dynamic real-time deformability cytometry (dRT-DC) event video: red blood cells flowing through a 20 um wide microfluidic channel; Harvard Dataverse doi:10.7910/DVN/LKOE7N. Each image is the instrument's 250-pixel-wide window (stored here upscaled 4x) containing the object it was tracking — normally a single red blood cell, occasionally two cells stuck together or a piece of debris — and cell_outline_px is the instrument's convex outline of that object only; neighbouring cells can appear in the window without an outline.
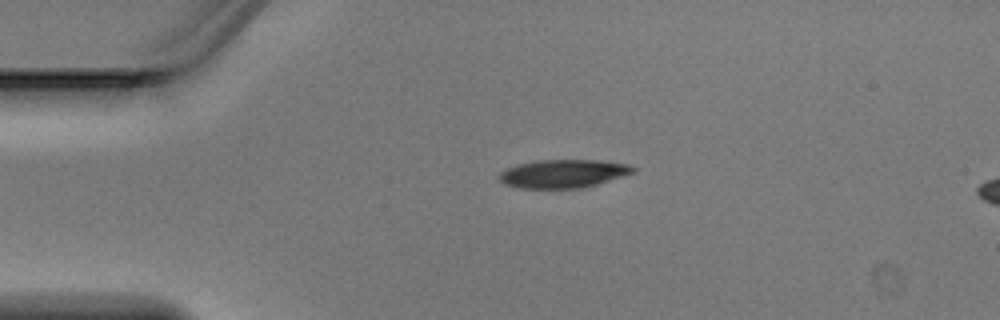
{"species": "Egyptian fruit bat (a non-hibernating species)", "species_latin": "Rousettus aegyptiacus", "temperature_condition": "warm", "stored_images_in_passage": 3, "camera_frame_rate_fps": 3000, "um_per_image_px": 0.085, "animal": {"sex": "male"}, "frame": {"image": 1, "passage_image": 3, "time_ms": 0.667, "image_size_px": [1000, 320], "cell_outline_px": [[636, 172], [596, 184], [580, 188], [516, 188], [504, 184], [496, 176], [500, 172], [508, 168], [520, 164], [536, 160], [596, 160], [628, 164], [636, 168]], "centroid_in_image_um": [47.85, 14.76], "position_along_channel_um": 37.1, "area_um2": 22.02}}